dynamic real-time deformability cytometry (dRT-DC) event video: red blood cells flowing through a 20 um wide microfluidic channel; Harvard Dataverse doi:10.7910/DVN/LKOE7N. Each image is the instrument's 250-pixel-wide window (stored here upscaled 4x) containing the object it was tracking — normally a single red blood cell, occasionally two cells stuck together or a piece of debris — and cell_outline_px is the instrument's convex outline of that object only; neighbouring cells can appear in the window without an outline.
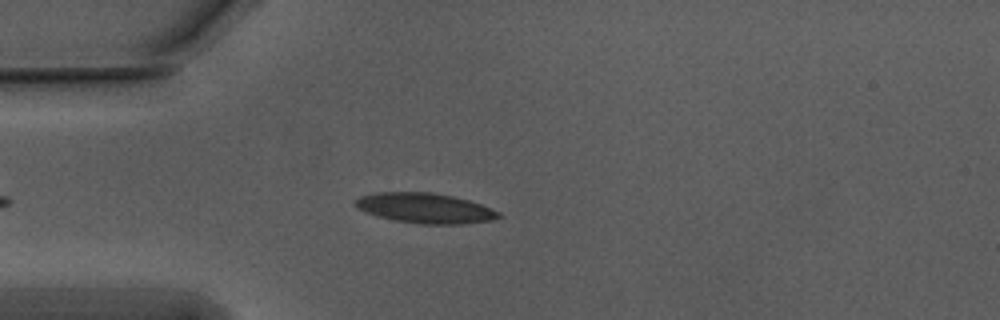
{"species": "Egyptian fruit bat (a non-hibernating species)", "species_latin": "Rousettus aegyptiacus", "temperature_condition": "warm", "stored_images_in_passage": 37, "camera_frame_rate_fps": 3000, "um_per_image_px": 0.085, "animal": {"sex": "male"}, "frame": {"image": 1, "passage_image": 7, "time_ms": 2.0, "image_size_px": [1000, 320], "cell_outline_px": [[504, 216], [492, 220], [464, 224], [420, 224], [396, 220], [380, 216], [356, 208], [356, 200], [360, 196], [376, 192], [432, 192], [452, 196], [468, 200], [492, 208], [500, 212]], "centroid_in_image_um": [36.19, 17.69], "position_along_channel_um": 48.8, "area_um2": 25.03}}
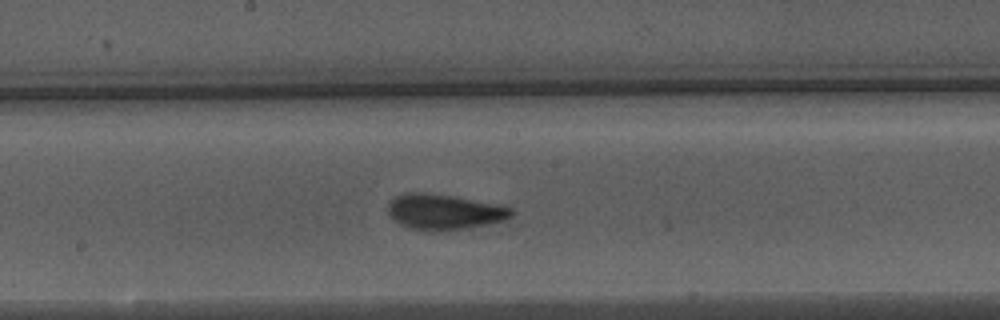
{"frame": {"image": 2, "passage_image": 21, "time_ms": 6.667, "image_size_px": [1000, 320], "cell_outline_px": [[516, 212], [512, 216], [504, 220], [464, 228], [436, 232], [428, 232], [408, 228], [396, 220], [388, 212], [388, 204], [396, 196], [404, 192], [420, 192], [452, 196], [512, 208]], "centroid_in_image_um": [37.72, 18.02], "position_along_channel_um": 210.5, "area_um2": 25.14}}
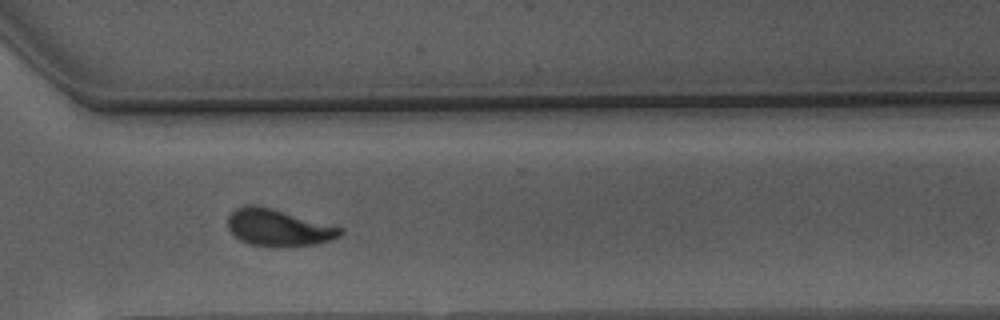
{"frame": {"image": 3, "passage_image": 32, "time_ms": 10.333, "image_size_px": [1000, 320], "cell_outline_px": [[344, 232], [340, 236], [332, 240], [316, 244], [280, 248], [272, 248], [252, 244], [240, 240], [228, 228], [228, 216], [236, 208], [244, 204], [256, 204], [272, 208], [344, 228]], "centroid_in_image_um": [23.68, 19.36], "position_along_channel_um": 346.9, "area_um2": 24.57}, "authors_computed_cell_mechanics": {"area_um2": 24.4494, "velocity_mm_per_s": 3.7224, "shape_relaxation_time_tau1_ms": 3.922, "shape_relaxation_time_tau2_ms": 1.1243, "deformation_change_tau1": 0.1614, "deformation_change_tau2": 0.0854}}